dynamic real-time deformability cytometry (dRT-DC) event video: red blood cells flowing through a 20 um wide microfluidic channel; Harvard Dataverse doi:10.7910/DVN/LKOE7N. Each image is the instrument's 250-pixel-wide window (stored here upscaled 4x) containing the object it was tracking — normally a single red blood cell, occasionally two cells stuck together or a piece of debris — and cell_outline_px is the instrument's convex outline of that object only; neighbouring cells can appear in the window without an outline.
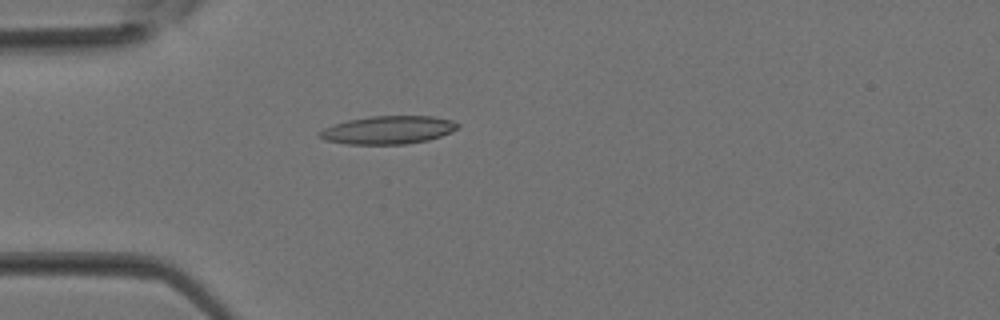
{"species": "Egyptian fruit bat (a non-hibernating species)", "species_latin": "Rousettus aegyptiacus", "temperature_condition": "room temperature", "stored_images_in_passage": 26, "camera_frame_rate_fps": 3000, "um_per_image_px": 0.085, "animal": {"sex": "female"}, "frame": {"image": 1, "passage_image": 1, "time_ms": 0.0, "image_size_px": [1000, 320], "cell_outline_px": [[460, 128], [452, 132], [428, 140], [404, 144], [348, 144], [324, 140], [316, 132], [332, 124], [348, 120], [372, 116], [432, 116], [452, 120], [460, 124]], "centroid_in_image_um": [33.0, 11.04], "position_along_channel_um": 52.0, "area_um2": 22.72}}
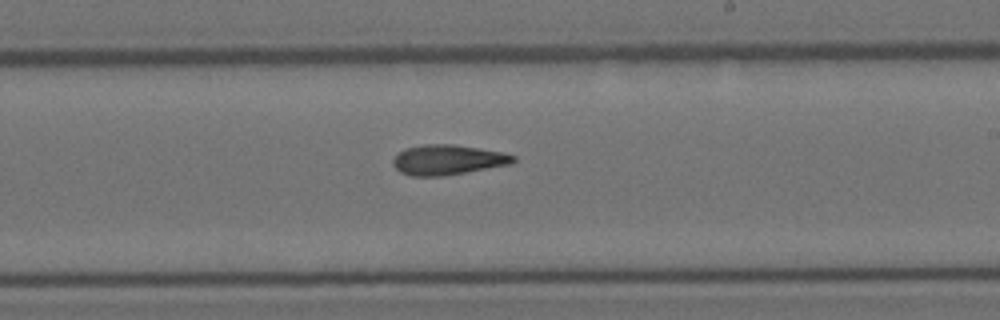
{"frame": {"image": 2, "passage_image": 12, "time_ms": 3.667, "image_size_px": [1000, 320], "cell_outline_px": [[516, 160], [512, 164], [444, 176], [412, 176], [400, 172], [392, 164], [392, 160], [404, 148], [424, 144], [452, 144], [504, 152], [516, 156]], "centroid_in_image_um": [38.07, 13.58], "position_along_channel_um": 250.9, "area_um2": 21.15}}
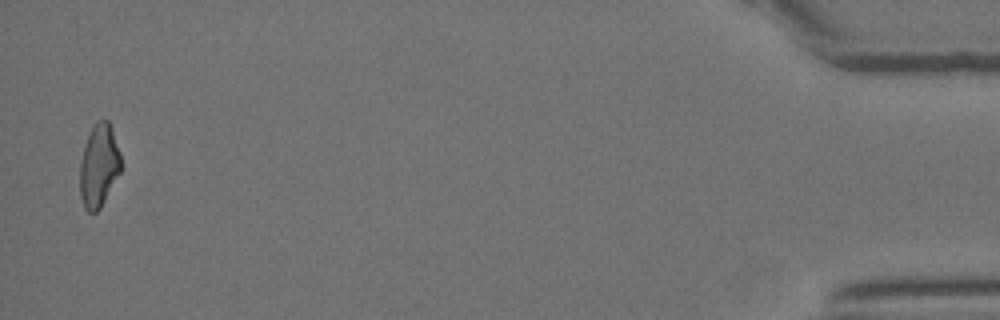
{"frame": {"image": 3, "passage_image": 26, "time_ms": 8.333, "image_size_px": [1000, 320], "cell_outline_px": [[120, 172], [100, 208], [96, 212], [88, 212], [84, 208], [80, 196], [80, 160], [84, 144], [92, 128], [100, 120], [108, 120], [112, 128], [120, 152]], "centroid_in_image_um": [8.39, 14.1], "position_along_channel_um": 426.8, "area_um2": 19.65}}